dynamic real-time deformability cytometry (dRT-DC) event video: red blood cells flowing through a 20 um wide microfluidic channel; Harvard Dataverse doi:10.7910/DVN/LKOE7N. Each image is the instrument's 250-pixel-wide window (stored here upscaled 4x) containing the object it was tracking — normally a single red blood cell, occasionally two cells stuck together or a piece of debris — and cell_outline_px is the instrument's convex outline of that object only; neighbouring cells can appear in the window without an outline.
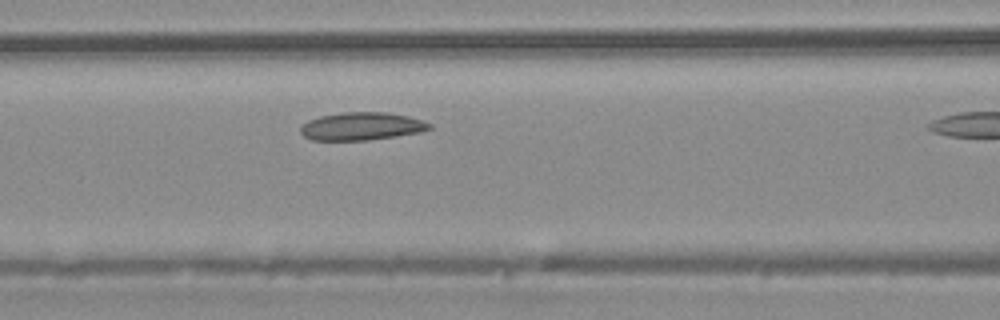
{"species": "common noctule bat (a hibernating species)", "species_latin": "Nyctalus noctula", "temperature_condition": "warm", "stored_images_in_passage": 10, "camera_frame_rate_fps": 3000, "um_per_image_px": 0.085, "animal": {"sex": "male", "body_mass_g": 20.4}, "frame": {"image": 1, "passage_image": 9, "time_ms": 2.667, "image_size_px": [1000, 320], "cell_outline_px": [[432, 128], [420, 132], [396, 136], [368, 140], [312, 140], [304, 136], [300, 132], [300, 128], [308, 120], [320, 116], [340, 112], [388, 112], [408, 116], [432, 124]], "centroid_in_image_um": [30.73, 10.73], "position_along_channel_um": 135.9, "area_um2": 20.92}}